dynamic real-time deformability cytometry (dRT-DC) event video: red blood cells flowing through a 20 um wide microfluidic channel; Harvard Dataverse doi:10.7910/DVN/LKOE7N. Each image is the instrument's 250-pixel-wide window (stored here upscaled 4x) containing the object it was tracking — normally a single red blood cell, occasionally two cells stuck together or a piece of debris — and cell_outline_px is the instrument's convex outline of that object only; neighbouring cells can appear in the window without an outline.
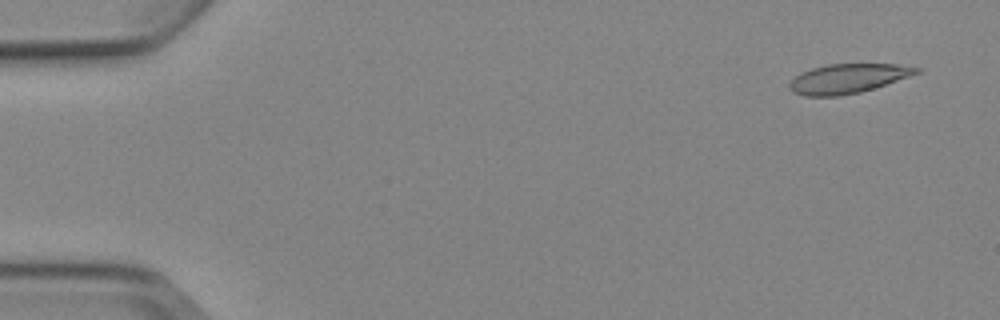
{"species": "Egyptian fruit bat (a non-hibernating species)", "species_latin": "Rousettus aegyptiacus", "temperature_condition": "cold", "stored_images_in_passage": 9, "camera_frame_rate_fps": 3000, "um_per_image_px": 0.085, "animal": {"sex": "female"}, "frame": {"image": 1, "passage_image": 1, "time_ms": 0.0, "image_size_px": [1000, 320], "cell_outline_px": [[920, 72], [860, 92], [840, 96], [804, 96], [792, 92], [788, 88], [788, 84], [800, 72], [812, 68], [828, 64], [900, 64], [920, 68]], "centroid_in_image_um": [72.0, 6.68], "position_along_channel_um": 13.0, "area_um2": 21.56}}
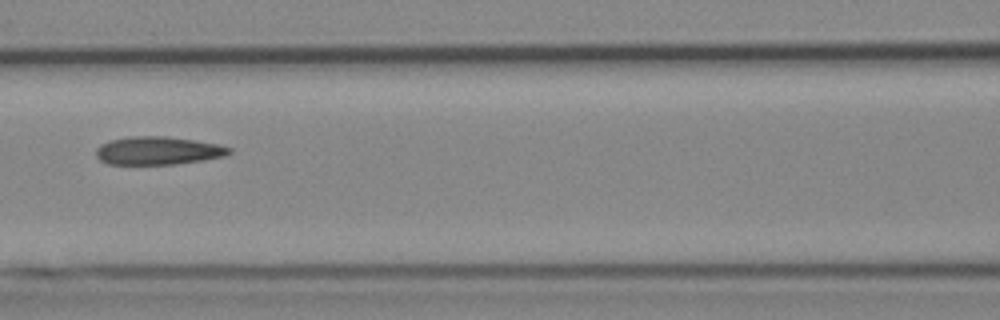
{"frame": {"image": 2, "passage_image": 7, "time_ms": 7.0, "image_size_px": [1000, 320], "cell_outline_px": [[232, 152], [228, 156], [204, 160], [176, 164], [108, 164], [100, 160], [96, 156], [96, 148], [100, 144], [112, 140], [128, 136], [168, 136], [220, 144], [232, 148]], "centroid_in_image_um": [13.48, 12.8], "position_along_channel_um": 153.1, "area_um2": 22.08}}
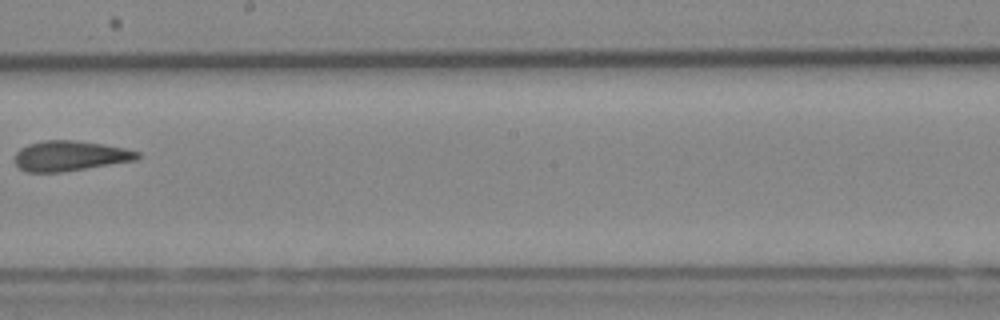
{"frame": {"image": 3, "passage_image": 9, "time_ms": 9.333, "image_size_px": [1000, 320], "cell_outline_px": [[140, 156], [136, 160], [60, 172], [24, 172], [16, 164], [16, 152], [20, 148], [28, 144], [44, 140], [72, 140], [100, 144], [124, 148], [140, 152]], "centroid_in_image_um": [5.92, 13.25], "position_along_channel_um": 242.3, "area_um2": 21.27}}